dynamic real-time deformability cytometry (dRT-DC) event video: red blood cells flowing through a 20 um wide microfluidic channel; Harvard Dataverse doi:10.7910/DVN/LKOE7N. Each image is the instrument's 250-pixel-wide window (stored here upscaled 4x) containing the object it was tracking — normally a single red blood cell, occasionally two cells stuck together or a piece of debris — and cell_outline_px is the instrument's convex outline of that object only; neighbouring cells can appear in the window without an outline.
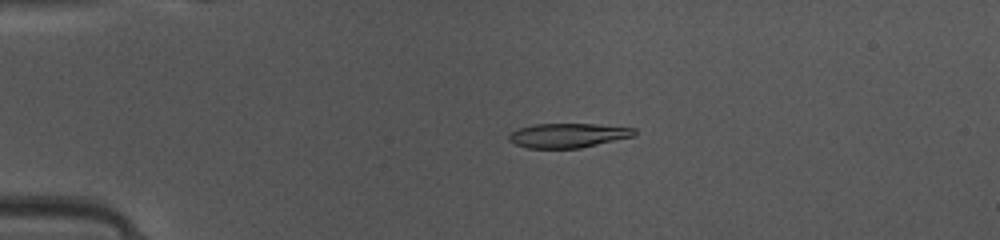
{"species": "common noctule bat (a hibernating species)", "species_latin": "Nyctalus noctula", "temperature_condition": "warm", "stored_images_in_passage": 48, "camera_frame_rate_fps": 3000, "um_per_image_px": 0.085, "animal": {"sex": "female", "body_mass_g": 10.0, "forearm_length_mm": 53.1}, "frame": {"image": 1, "passage_image": 11, "time_ms": 3.333, "image_size_px": [1000, 240], "cell_outline_px": [[636, 136], [580, 148], [528, 148], [516, 144], [508, 140], [508, 136], [512, 132], [520, 128], [536, 124], [596, 124], [636, 128]], "centroid_in_image_um": [48.33, 11.51], "position_along_channel_um": 36.7, "area_um2": 17.8}}
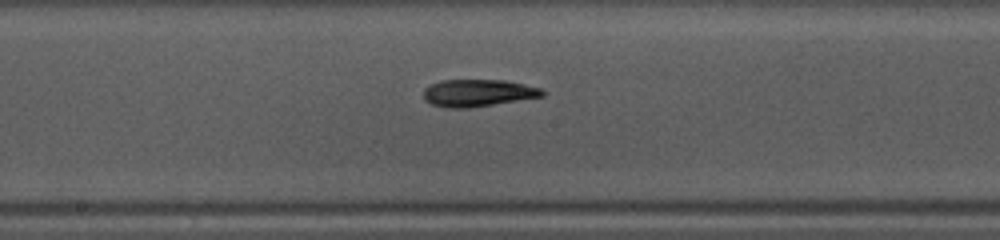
{"frame": {"image": 2, "passage_image": 26, "time_ms": 8.333, "image_size_px": [1000, 240], "cell_outline_px": [[544, 96], [492, 104], [464, 108], [448, 108], [432, 104], [424, 100], [424, 88], [440, 80], [504, 80], [544, 88]], "centroid_in_image_um": [40.63, 7.89], "position_along_channel_um": 207.6, "area_um2": 18.67}}
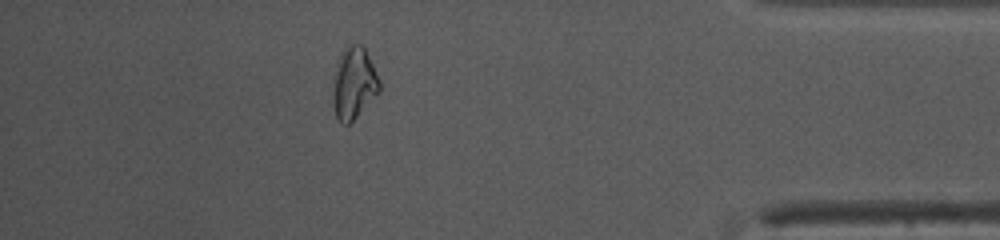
{"frame": {"image": 3, "passage_image": 43, "time_ms": 14.0, "image_size_px": [1000, 240], "cell_outline_px": [[380, 92], [348, 124], [340, 124], [336, 120], [332, 100], [336, 64], [340, 52], [344, 48], [352, 44], [364, 44], [380, 80]], "centroid_in_image_um": [30.08, 7.05], "position_along_channel_um": 405.1, "area_um2": 19.71}, "authors_computed_cell_mechanics": {"area_um2": 18.5249, "velocity_mm_per_s": 4.1198, "shape_relaxation_time_tau1_ms": 7.8749, "shape_relaxation_time_tau2_ms": 5.6528, "deformation_change_tau1": 0.2109, "deformation_change_tau2": 0.1525}}